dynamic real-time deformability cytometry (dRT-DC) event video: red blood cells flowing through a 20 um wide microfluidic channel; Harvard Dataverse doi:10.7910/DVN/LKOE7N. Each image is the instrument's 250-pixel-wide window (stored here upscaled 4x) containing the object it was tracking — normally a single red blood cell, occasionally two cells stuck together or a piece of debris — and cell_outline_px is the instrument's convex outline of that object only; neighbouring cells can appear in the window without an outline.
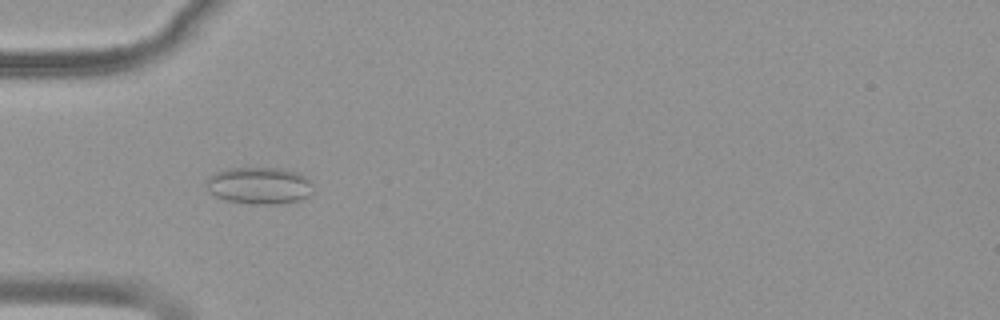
{"species": "common noctule bat (a hibernating species)", "species_latin": "Nyctalus noctula", "temperature_condition": "warm", "stored_images_in_passage": 39, "camera_frame_rate_fps": 3000, "um_per_image_px": 0.085, "animal": {"sex": "female", "body_mass_g": 19.9}, "frame": {"image": 1, "passage_image": 3, "time_ms": 0.667, "image_size_px": [1000, 320], "cell_outline_px": [[312, 192], [308, 196], [300, 200], [280, 204], [252, 204], [228, 200], [216, 196], [208, 188], [204, 180], [212, 172], [228, 168], [280, 168], [296, 172], [304, 176], [312, 184]], "centroid_in_image_um": [22.02, 15.76], "position_along_channel_um": 63.0, "area_um2": 23.06}}
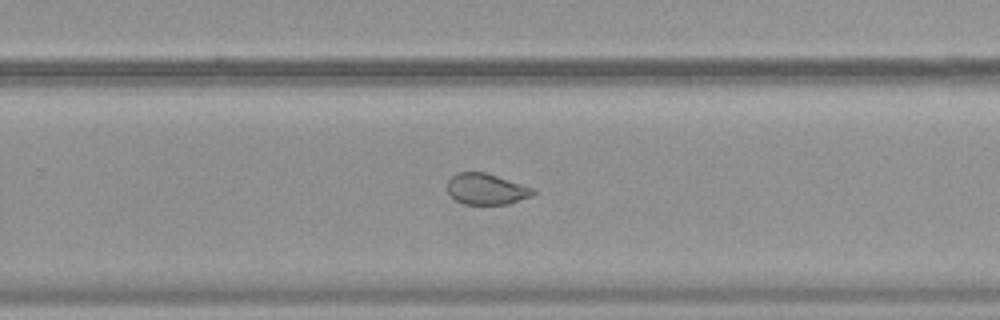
{"frame": {"image": 2, "passage_image": 21, "time_ms": 6.667, "image_size_px": [1000, 320], "cell_outline_px": [[536, 192], [532, 196], [508, 204], [464, 204], [456, 200], [448, 192], [448, 180], [456, 172], [484, 172], [536, 188]], "centroid_in_image_um": [41.37, 16.07], "position_along_channel_um": 288.4, "area_um2": 15.55}}
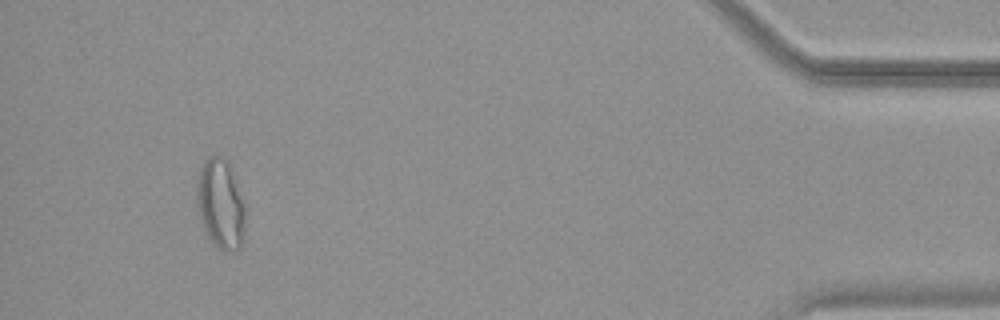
{"frame": {"image": 3, "passage_image": 36, "time_ms": 11.667, "image_size_px": [1000, 320], "cell_outline_px": [[244, 240], [240, 248], [232, 252], [224, 252], [216, 248], [208, 240], [200, 220], [196, 196], [196, 184], [200, 168], [204, 160], [208, 156], [220, 156], [228, 160], [232, 168], [236, 180], [244, 208]], "centroid_in_image_um": [18.73, 17.38], "position_along_channel_um": 416.5, "area_um2": 25.89}, "authors_computed_cell_mechanics": {"area_um2": 17.918, "velocity_mm_per_s": 3.81, "shape_relaxation_time_tau1_ms": null, "shape_relaxation_time_tau2_ms": 1.0406, "deformation_change_tau1": null, "deformation_change_tau2": 0.0521}}